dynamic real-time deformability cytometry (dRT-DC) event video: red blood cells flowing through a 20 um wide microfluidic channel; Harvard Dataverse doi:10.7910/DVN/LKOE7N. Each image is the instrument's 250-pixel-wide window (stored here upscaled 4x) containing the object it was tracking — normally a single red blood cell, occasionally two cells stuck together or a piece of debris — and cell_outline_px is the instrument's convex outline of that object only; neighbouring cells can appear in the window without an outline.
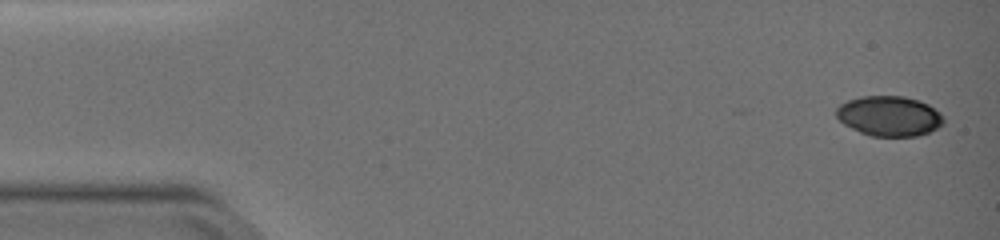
{"species": "common noctule bat (a hibernating species)", "species_latin": "Nyctalus noctula", "temperature_condition": "warm", "stored_images_in_passage": 41, "camera_frame_rate_fps": 3000, "um_per_image_px": 0.085, "animal": {"sex": "female", "body_mass_g": 19.0, "forearm_length_mm": 51.5}, "frame": {"image": 1, "passage_image": 1, "time_ms": 0.0, "image_size_px": [1000, 240], "cell_outline_px": [[944, 124], [928, 132], [916, 136], [872, 136], [860, 132], [844, 124], [836, 116], [836, 108], [840, 104], [848, 100], [860, 96], [904, 96], [920, 100], [928, 104], [944, 120]], "centroid_in_image_um": [75.55, 9.85], "position_along_channel_um": 9.5, "area_um2": 24.85}}
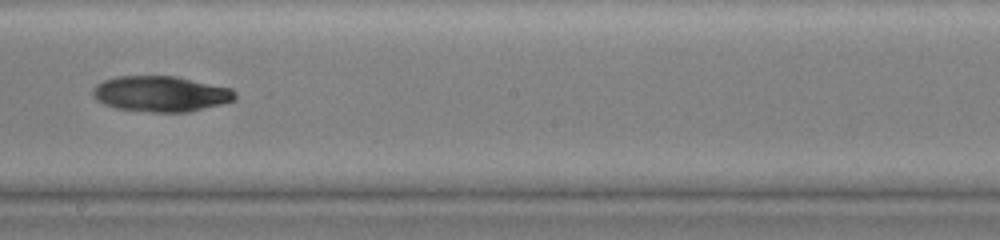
{"frame": {"image": 2, "passage_image": 20, "time_ms": 6.333, "image_size_px": [1000, 240], "cell_outline_px": [[236, 100], [188, 112], [148, 112], [116, 108], [104, 104], [96, 100], [92, 96], [92, 88], [96, 84], [104, 80], [116, 76], [176, 76], [232, 88], [236, 92]], "centroid_in_image_um": [13.65, 7.97], "position_along_channel_um": 234.5, "area_um2": 29.77}}
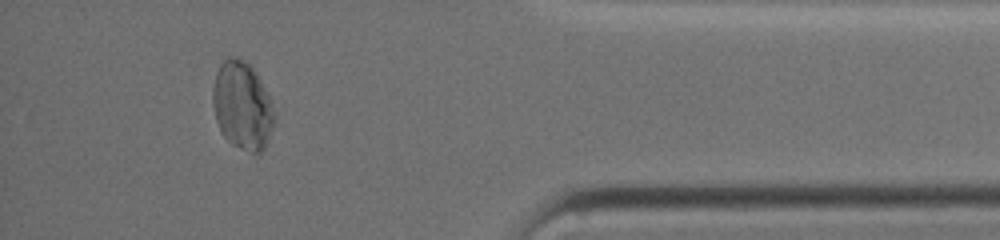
{"frame": {"image": 3, "passage_image": 36, "time_ms": 11.667, "image_size_px": [1000, 240], "cell_outline_px": [[276, 120], [264, 148], [260, 152], [252, 152], [240, 148], [232, 144], [220, 132], [216, 120], [212, 104], [212, 88], [216, 72], [220, 64], [228, 56], [240, 56], [256, 72], [276, 112]], "centroid_in_image_um": [20.58, 8.96], "position_along_channel_um": 414.6, "area_um2": 31.73}}